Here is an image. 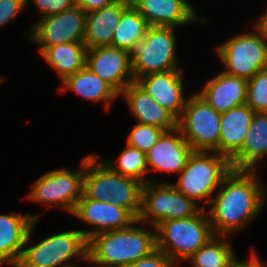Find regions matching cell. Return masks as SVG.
I'll return each mask as SVG.
<instances>
[{
	"instance_id": "1",
	"label": "cell",
	"mask_w": 267,
	"mask_h": 267,
	"mask_svg": "<svg viewBox=\"0 0 267 267\" xmlns=\"http://www.w3.org/2000/svg\"><path fill=\"white\" fill-rule=\"evenodd\" d=\"M256 175V170L232 169L223 178L207 212L214 235L229 236L242 230L259 214L266 191Z\"/></svg>"
},
{
	"instance_id": "2",
	"label": "cell",
	"mask_w": 267,
	"mask_h": 267,
	"mask_svg": "<svg viewBox=\"0 0 267 267\" xmlns=\"http://www.w3.org/2000/svg\"><path fill=\"white\" fill-rule=\"evenodd\" d=\"M134 224L90 237L87 261L104 267H126L151 254L157 249L156 233Z\"/></svg>"
},
{
	"instance_id": "3",
	"label": "cell",
	"mask_w": 267,
	"mask_h": 267,
	"mask_svg": "<svg viewBox=\"0 0 267 267\" xmlns=\"http://www.w3.org/2000/svg\"><path fill=\"white\" fill-rule=\"evenodd\" d=\"M203 210L188 218L160 222L155 227L157 249L165 253L175 265L179 258H190L214 236L208 213Z\"/></svg>"
},
{
	"instance_id": "4",
	"label": "cell",
	"mask_w": 267,
	"mask_h": 267,
	"mask_svg": "<svg viewBox=\"0 0 267 267\" xmlns=\"http://www.w3.org/2000/svg\"><path fill=\"white\" fill-rule=\"evenodd\" d=\"M232 170L230 161L215 151H193L173 186L183 195L199 202L209 198Z\"/></svg>"
},
{
	"instance_id": "5",
	"label": "cell",
	"mask_w": 267,
	"mask_h": 267,
	"mask_svg": "<svg viewBox=\"0 0 267 267\" xmlns=\"http://www.w3.org/2000/svg\"><path fill=\"white\" fill-rule=\"evenodd\" d=\"M175 27L149 26L131 49L134 80L157 72L180 70L176 61Z\"/></svg>"
},
{
	"instance_id": "6",
	"label": "cell",
	"mask_w": 267,
	"mask_h": 267,
	"mask_svg": "<svg viewBox=\"0 0 267 267\" xmlns=\"http://www.w3.org/2000/svg\"><path fill=\"white\" fill-rule=\"evenodd\" d=\"M180 193L173 184L147 182L143 184L141 211L137 219L145 224L149 220L155 228L160 222L173 219H184L197 215L204 205ZM147 220V221H146Z\"/></svg>"
},
{
	"instance_id": "7",
	"label": "cell",
	"mask_w": 267,
	"mask_h": 267,
	"mask_svg": "<svg viewBox=\"0 0 267 267\" xmlns=\"http://www.w3.org/2000/svg\"><path fill=\"white\" fill-rule=\"evenodd\" d=\"M87 248L88 240L80 230L58 233L23 249L15 267H73L67 261L74 256L87 261Z\"/></svg>"
},
{
	"instance_id": "8",
	"label": "cell",
	"mask_w": 267,
	"mask_h": 267,
	"mask_svg": "<svg viewBox=\"0 0 267 267\" xmlns=\"http://www.w3.org/2000/svg\"><path fill=\"white\" fill-rule=\"evenodd\" d=\"M220 115L197 92L187 99L178 128L194 151L219 153Z\"/></svg>"
},
{
	"instance_id": "9",
	"label": "cell",
	"mask_w": 267,
	"mask_h": 267,
	"mask_svg": "<svg viewBox=\"0 0 267 267\" xmlns=\"http://www.w3.org/2000/svg\"><path fill=\"white\" fill-rule=\"evenodd\" d=\"M80 167L81 169L75 172L67 169H56L45 173L37 181H34L27 198L50 206L58 204L72 214L83 195L86 157L82 159Z\"/></svg>"
},
{
	"instance_id": "10",
	"label": "cell",
	"mask_w": 267,
	"mask_h": 267,
	"mask_svg": "<svg viewBox=\"0 0 267 267\" xmlns=\"http://www.w3.org/2000/svg\"><path fill=\"white\" fill-rule=\"evenodd\" d=\"M217 52L226 68L223 72L229 75L248 80L267 68V48L256 30L231 38Z\"/></svg>"
},
{
	"instance_id": "11",
	"label": "cell",
	"mask_w": 267,
	"mask_h": 267,
	"mask_svg": "<svg viewBox=\"0 0 267 267\" xmlns=\"http://www.w3.org/2000/svg\"><path fill=\"white\" fill-rule=\"evenodd\" d=\"M86 17L85 10L76 4L66 11L41 18L32 26L29 38L39 44L40 53L54 45L83 42Z\"/></svg>"
},
{
	"instance_id": "12",
	"label": "cell",
	"mask_w": 267,
	"mask_h": 267,
	"mask_svg": "<svg viewBox=\"0 0 267 267\" xmlns=\"http://www.w3.org/2000/svg\"><path fill=\"white\" fill-rule=\"evenodd\" d=\"M85 65L107 82L119 95L135 82L129 51L112 45L86 50Z\"/></svg>"
},
{
	"instance_id": "13",
	"label": "cell",
	"mask_w": 267,
	"mask_h": 267,
	"mask_svg": "<svg viewBox=\"0 0 267 267\" xmlns=\"http://www.w3.org/2000/svg\"><path fill=\"white\" fill-rule=\"evenodd\" d=\"M72 215L95 227L92 230H80L87 240L97 233L125 229L133 223H139L127 209L111 202L92 200L84 194L79 199Z\"/></svg>"
},
{
	"instance_id": "14",
	"label": "cell",
	"mask_w": 267,
	"mask_h": 267,
	"mask_svg": "<svg viewBox=\"0 0 267 267\" xmlns=\"http://www.w3.org/2000/svg\"><path fill=\"white\" fill-rule=\"evenodd\" d=\"M193 151L178 127L165 131L146 153L148 172L151 169L180 174Z\"/></svg>"
},
{
	"instance_id": "15",
	"label": "cell",
	"mask_w": 267,
	"mask_h": 267,
	"mask_svg": "<svg viewBox=\"0 0 267 267\" xmlns=\"http://www.w3.org/2000/svg\"><path fill=\"white\" fill-rule=\"evenodd\" d=\"M181 70L157 72L138 78L135 82L159 105L179 119L186 106L183 98V75Z\"/></svg>"
},
{
	"instance_id": "16",
	"label": "cell",
	"mask_w": 267,
	"mask_h": 267,
	"mask_svg": "<svg viewBox=\"0 0 267 267\" xmlns=\"http://www.w3.org/2000/svg\"><path fill=\"white\" fill-rule=\"evenodd\" d=\"M38 216L0 214V263L15 267L29 242Z\"/></svg>"
},
{
	"instance_id": "17",
	"label": "cell",
	"mask_w": 267,
	"mask_h": 267,
	"mask_svg": "<svg viewBox=\"0 0 267 267\" xmlns=\"http://www.w3.org/2000/svg\"><path fill=\"white\" fill-rule=\"evenodd\" d=\"M149 26L176 27L200 21L194 8L185 0H132Z\"/></svg>"
},
{
	"instance_id": "18",
	"label": "cell",
	"mask_w": 267,
	"mask_h": 267,
	"mask_svg": "<svg viewBox=\"0 0 267 267\" xmlns=\"http://www.w3.org/2000/svg\"><path fill=\"white\" fill-rule=\"evenodd\" d=\"M217 112L223 113L247 102V80L220 72L197 93Z\"/></svg>"
},
{
	"instance_id": "19",
	"label": "cell",
	"mask_w": 267,
	"mask_h": 267,
	"mask_svg": "<svg viewBox=\"0 0 267 267\" xmlns=\"http://www.w3.org/2000/svg\"><path fill=\"white\" fill-rule=\"evenodd\" d=\"M125 97L128 107L137 123L153 125L165 131L178 127V119L166 108L159 105L136 82L129 84L120 94Z\"/></svg>"
},
{
	"instance_id": "20",
	"label": "cell",
	"mask_w": 267,
	"mask_h": 267,
	"mask_svg": "<svg viewBox=\"0 0 267 267\" xmlns=\"http://www.w3.org/2000/svg\"><path fill=\"white\" fill-rule=\"evenodd\" d=\"M254 114L247 104L221 113L219 154L229 161L241 150Z\"/></svg>"
},
{
	"instance_id": "21",
	"label": "cell",
	"mask_w": 267,
	"mask_h": 267,
	"mask_svg": "<svg viewBox=\"0 0 267 267\" xmlns=\"http://www.w3.org/2000/svg\"><path fill=\"white\" fill-rule=\"evenodd\" d=\"M131 4L129 0L116 3L87 13L84 44L86 49L112 44L114 30L121 15Z\"/></svg>"
},
{
	"instance_id": "22",
	"label": "cell",
	"mask_w": 267,
	"mask_h": 267,
	"mask_svg": "<svg viewBox=\"0 0 267 267\" xmlns=\"http://www.w3.org/2000/svg\"><path fill=\"white\" fill-rule=\"evenodd\" d=\"M267 154V112L255 113L241 150L230 160L232 169L255 170Z\"/></svg>"
},
{
	"instance_id": "23",
	"label": "cell",
	"mask_w": 267,
	"mask_h": 267,
	"mask_svg": "<svg viewBox=\"0 0 267 267\" xmlns=\"http://www.w3.org/2000/svg\"><path fill=\"white\" fill-rule=\"evenodd\" d=\"M62 83L63 85L58 90L60 93L71 90L91 102H104L107 110L111 102L120 96L107 82L93 73L86 65L67 77Z\"/></svg>"
},
{
	"instance_id": "24",
	"label": "cell",
	"mask_w": 267,
	"mask_h": 267,
	"mask_svg": "<svg viewBox=\"0 0 267 267\" xmlns=\"http://www.w3.org/2000/svg\"><path fill=\"white\" fill-rule=\"evenodd\" d=\"M84 42H72L47 47L41 56L57 71L62 82L81 70L86 63Z\"/></svg>"
},
{
	"instance_id": "25",
	"label": "cell",
	"mask_w": 267,
	"mask_h": 267,
	"mask_svg": "<svg viewBox=\"0 0 267 267\" xmlns=\"http://www.w3.org/2000/svg\"><path fill=\"white\" fill-rule=\"evenodd\" d=\"M143 183L134 178L122 176L109 168V194L112 204L127 209L136 219L141 211Z\"/></svg>"
},
{
	"instance_id": "26",
	"label": "cell",
	"mask_w": 267,
	"mask_h": 267,
	"mask_svg": "<svg viewBox=\"0 0 267 267\" xmlns=\"http://www.w3.org/2000/svg\"><path fill=\"white\" fill-rule=\"evenodd\" d=\"M149 24L144 16L130 4L121 15L117 28L114 30L112 46L131 51L134 44L144 38Z\"/></svg>"
},
{
	"instance_id": "27",
	"label": "cell",
	"mask_w": 267,
	"mask_h": 267,
	"mask_svg": "<svg viewBox=\"0 0 267 267\" xmlns=\"http://www.w3.org/2000/svg\"><path fill=\"white\" fill-rule=\"evenodd\" d=\"M97 160L96 155L86 156L83 194L92 200L110 202L112 196L109 194V167Z\"/></svg>"
},
{
	"instance_id": "28",
	"label": "cell",
	"mask_w": 267,
	"mask_h": 267,
	"mask_svg": "<svg viewBox=\"0 0 267 267\" xmlns=\"http://www.w3.org/2000/svg\"><path fill=\"white\" fill-rule=\"evenodd\" d=\"M234 259V252L226 236L214 235L187 260L192 262L193 267H228Z\"/></svg>"
},
{
	"instance_id": "29",
	"label": "cell",
	"mask_w": 267,
	"mask_h": 267,
	"mask_svg": "<svg viewBox=\"0 0 267 267\" xmlns=\"http://www.w3.org/2000/svg\"><path fill=\"white\" fill-rule=\"evenodd\" d=\"M117 166L110 162L106 165L115 173L122 176L134 178L139 182L146 184L147 182H153V180L146 179L144 177L148 172L146 153L140 151L137 148L128 146L117 158Z\"/></svg>"
},
{
	"instance_id": "30",
	"label": "cell",
	"mask_w": 267,
	"mask_h": 267,
	"mask_svg": "<svg viewBox=\"0 0 267 267\" xmlns=\"http://www.w3.org/2000/svg\"><path fill=\"white\" fill-rule=\"evenodd\" d=\"M246 104L255 112H267V68L247 80Z\"/></svg>"
},
{
	"instance_id": "31",
	"label": "cell",
	"mask_w": 267,
	"mask_h": 267,
	"mask_svg": "<svg viewBox=\"0 0 267 267\" xmlns=\"http://www.w3.org/2000/svg\"><path fill=\"white\" fill-rule=\"evenodd\" d=\"M164 132L159 127L137 123L128 135L127 145L147 153Z\"/></svg>"
},
{
	"instance_id": "32",
	"label": "cell",
	"mask_w": 267,
	"mask_h": 267,
	"mask_svg": "<svg viewBox=\"0 0 267 267\" xmlns=\"http://www.w3.org/2000/svg\"><path fill=\"white\" fill-rule=\"evenodd\" d=\"M31 1V0H30ZM41 13V18L61 13L74 7L77 4V0H33ZM29 2V0H27Z\"/></svg>"
},
{
	"instance_id": "33",
	"label": "cell",
	"mask_w": 267,
	"mask_h": 267,
	"mask_svg": "<svg viewBox=\"0 0 267 267\" xmlns=\"http://www.w3.org/2000/svg\"><path fill=\"white\" fill-rule=\"evenodd\" d=\"M126 267H178L161 250L156 249L148 256H145Z\"/></svg>"
},
{
	"instance_id": "34",
	"label": "cell",
	"mask_w": 267,
	"mask_h": 267,
	"mask_svg": "<svg viewBox=\"0 0 267 267\" xmlns=\"http://www.w3.org/2000/svg\"><path fill=\"white\" fill-rule=\"evenodd\" d=\"M27 5V0H0V27L11 21Z\"/></svg>"
},
{
	"instance_id": "35",
	"label": "cell",
	"mask_w": 267,
	"mask_h": 267,
	"mask_svg": "<svg viewBox=\"0 0 267 267\" xmlns=\"http://www.w3.org/2000/svg\"><path fill=\"white\" fill-rule=\"evenodd\" d=\"M119 0H77V5L85 10L86 13L112 5Z\"/></svg>"
},
{
	"instance_id": "36",
	"label": "cell",
	"mask_w": 267,
	"mask_h": 267,
	"mask_svg": "<svg viewBox=\"0 0 267 267\" xmlns=\"http://www.w3.org/2000/svg\"><path fill=\"white\" fill-rule=\"evenodd\" d=\"M256 31L260 34L262 42L267 48V12L255 25Z\"/></svg>"
},
{
	"instance_id": "37",
	"label": "cell",
	"mask_w": 267,
	"mask_h": 267,
	"mask_svg": "<svg viewBox=\"0 0 267 267\" xmlns=\"http://www.w3.org/2000/svg\"><path fill=\"white\" fill-rule=\"evenodd\" d=\"M251 252L252 253L250 257V267H267L265 264H263V262H261L259 257H257L256 253H254V251Z\"/></svg>"
},
{
	"instance_id": "38",
	"label": "cell",
	"mask_w": 267,
	"mask_h": 267,
	"mask_svg": "<svg viewBox=\"0 0 267 267\" xmlns=\"http://www.w3.org/2000/svg\"><path fill=\"white\" fill-rule=\"evenodd\" d=\"M228 267H250V259L241 262L234 259V261Z\"/></svg>"
}]
</instances>
